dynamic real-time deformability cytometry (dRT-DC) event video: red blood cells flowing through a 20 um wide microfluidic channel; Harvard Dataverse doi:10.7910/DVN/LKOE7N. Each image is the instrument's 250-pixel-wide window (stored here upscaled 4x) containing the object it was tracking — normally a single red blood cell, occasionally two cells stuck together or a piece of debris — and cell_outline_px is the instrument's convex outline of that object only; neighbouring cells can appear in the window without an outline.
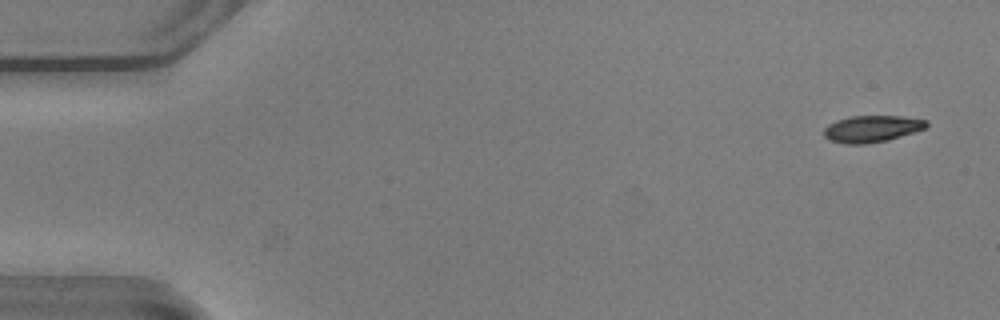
{"species": "common noctule bat (a hibernating species)", "species_latin": "Nyctalus noctula", "temperature_condition": "warm", "stored_images_in_passage": 54, "camera_frame_rate_fps": 3000, "um_per_image_px": 0.085, "animal": {"sex": "male", "body_mass_g": 20.5, "forearm_length_mm": 52.5}, "frame": {"image": 1, "passage_image": 3, "time_ms": 0.667, "image_size_px": [1000, 320], "cell_outline_px": [[928, 124], [924, 128], [888, 140], [864, 144], [844, 144], [828, 140], [824, 136], [824, 128], [828, 124], [836, 120], [852, 116], [900, 116], [928, 120]], "centroid_in_image_um": [74.06, 10.95], "position_along_channel_um": 10.9, "area_um2": 15.9}}
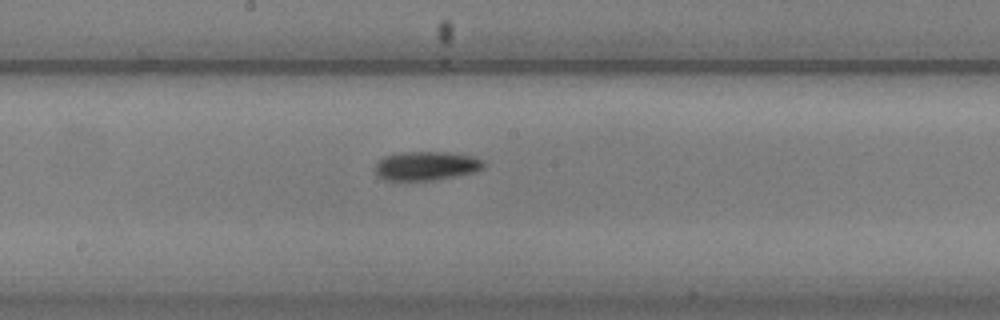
{"frame": {"image": 2, "passage_image": 29, "time_ms": 9.333, "image_size_px": [1000, 320], "cell_outline_px": [[488, 164], [484, 168], [476, 172], [456, 176], [432, 180], [384, 180], [376, 176], [372, 168], [384, 156], [400, 152], [444, 152], [472, 156], [484, 160]], "centroid_in_image_um": [36.23, 14.1], "position_along_channel_um": 212.0, "area_um2": 18.61}}
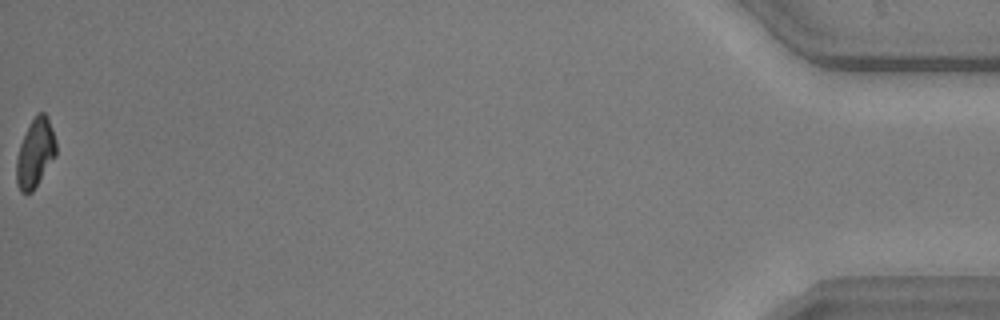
{"frame": {"image": 3, "passage_image": 54, "time_ms": 17.667, "image_size_px": [1000, 320], "cell_outline_px": [[56, 156], [32, 192], [20, 192], [16, 184], [16, 156], [20, 144], [32, 120], [40, 112], [44, 112], [48, 116], [56, 140]], "centroid_in_image_um": [3.0, 13.03], "position_along_channel_um": 432.2, "area_um2": 15.84}, "authors_computed_cell_mechanics": {"area_um2": 17.1955, "velocity_mm_per_s": 3.8333, "shape_relaxation_time_tau1_ms": 3.0249, "shape_relaxation_time_tau2_ms": null, "deformation_change_tau1": 0.141, "deformation_change_tau2": null}}